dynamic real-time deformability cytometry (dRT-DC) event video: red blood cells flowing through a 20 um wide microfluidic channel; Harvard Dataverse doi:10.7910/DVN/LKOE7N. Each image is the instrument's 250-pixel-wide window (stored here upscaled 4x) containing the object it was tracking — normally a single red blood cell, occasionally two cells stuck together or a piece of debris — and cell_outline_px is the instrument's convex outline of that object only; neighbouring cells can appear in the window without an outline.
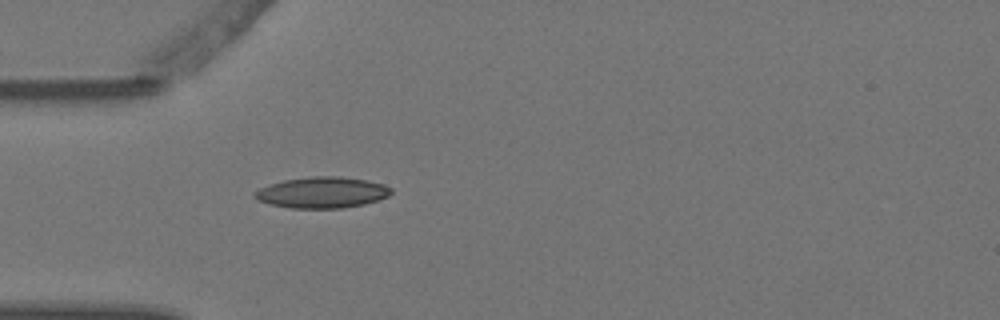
{"species": "Egyptian fruit bat (a non-hibernating species)", "species_latin": "Rousettus aegyptiacus", "temperature_condition": "warm", "stored_images_in_passage": 1, "camera_frame_rate_fps": 3000, "um_per_image_px": 0.085, "animal": {"sex": "female"}, "frame": {"image": 1, "passage_image": 1, "time_ms": 0.0, "image_size_px": [1000, 320], "cell_outline_px": [[392, 192], [388, 196], [364, 204], [340, 208], [292, 208], [272, 204], [256, 200], [252, 196], [252, 192], [260, 188], [284, 180], [312, 176], [340, 176], [368, 180], [384, 184], [392, 188]], "centroid_in_image_um": [27.38, 16.35], "position_along_channel_um": 57.6, "area_um2": 24.68}}